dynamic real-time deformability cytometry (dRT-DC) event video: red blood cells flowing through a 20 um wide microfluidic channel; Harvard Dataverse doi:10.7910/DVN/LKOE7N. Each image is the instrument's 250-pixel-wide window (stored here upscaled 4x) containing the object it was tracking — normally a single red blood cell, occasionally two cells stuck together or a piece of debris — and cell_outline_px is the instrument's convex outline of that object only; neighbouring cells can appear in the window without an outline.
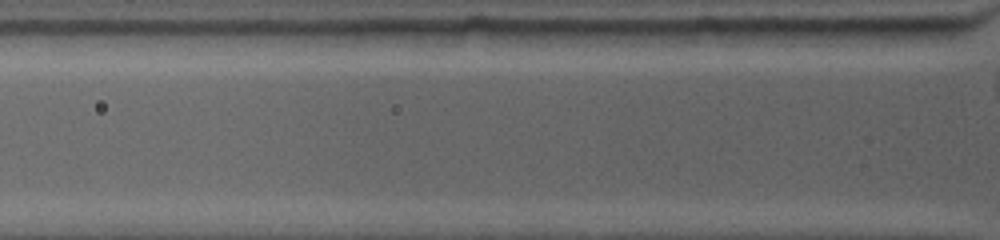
{"species": "common noctule bat (a hibernating species)", "species_latin": "Nyctalus noctula", "temperature_condition": "warm", "stored_images_in_passage": 3, "camera_frame_rate_fps": 4500, "um_per_image_px": 0.085, "animal": {"sex": "female", "body_mass_g": 19.0, "forearm_length_mm": 53.3}, "frame": {"image": 1, "passage_image": 3, "time_ms": 1.778, "image_size_px": [1000, 240], "cell_outline_px": [[952, 36], [936, 44], [848, 44], [844, 28], [952, 28]], "centroid_in_image_um": [76.26, 3.04], "position_along_channel_um": 49.5, "area_um2": 11.79}}